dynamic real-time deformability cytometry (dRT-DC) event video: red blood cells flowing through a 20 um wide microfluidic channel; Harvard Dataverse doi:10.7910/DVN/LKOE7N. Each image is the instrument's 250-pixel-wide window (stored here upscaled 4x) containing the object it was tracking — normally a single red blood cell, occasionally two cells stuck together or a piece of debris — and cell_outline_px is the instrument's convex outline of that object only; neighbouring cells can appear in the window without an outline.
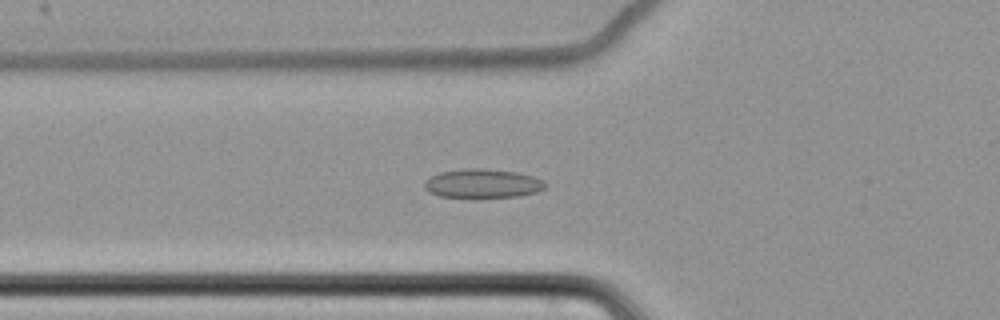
{"species": "common noctule bat (a hibernating species)", "species_latin": "Nyctalus noctula", "temperature_condition": "cold", "stored_images_in_passage": 62, "camera_frame_rate_fps": 3000, "um_per_image_px": 0.085, "animal": {"sex": "female", "body_mass_g": 22.7, "forearm_length_mm": 54.2}, "frame": {"image": 1, "passage_image": 24, "time_ms": 7.667, "image_size_px": [1000, 320], "cell_outline_px": [[548, 184], [544, 188], [536, 192], [520, 196], [440, 196], [428, 192], [424, 188], [424, 180], [440, 172], [464, 168], [484, 168], [516, 172], [532, 176], [544, 180]], "centroid_in_image_um": [41.02, 15.57], "position_along_channel_um": 84.8, "area_um2": 20.17}}
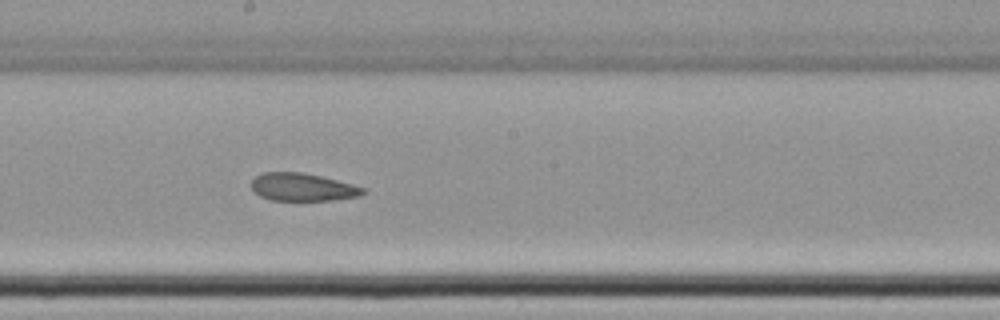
{"frame": {"image": 2, "passage_image": 36, "time_ms": 11.667, "image_size_px": [1000, 320], "cell_outline_px": [[368, 192], [360, 196], [332, 200], [272, 200], [260, 196], [252, 188], [252, 180], [260, 172], [300, 172], [320, 176], [352, 184], [364, 188]], "centroid_in_image_um": [25.73, 15.9], "position_along_channel_um": 222.5, "area_um2": 17.98}}
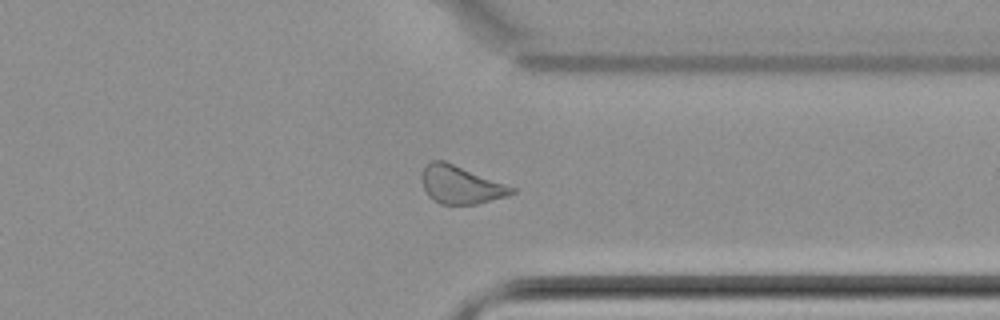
{"frame": {"image": 3, "passage_image": 49, "time_ms": 16.0, "image_size_px": [1000, 320], "cell_outline_px": [[516, 192], [508, 196], [476, 204], [440, 204], [428, 196], [424, 188], [420, 176], [424, 164], [432, 160], [444, 160], [516, 188]], "centroid_in_image_um": [39.13, 15.69], "position_along_channel_um": 372.3, "area_um2": 20.0}, "authors_computed_cell_mechanics": {"area_um2": 20.6346, "velocity_mm_per_s": 3.4609, "shape_relaxation_time_tau1_ms": null, "shape_relaxation_time_tau2_ms": 2.4684, "deformation_change_tau1": null, "deformation_change_tau2": 0.0691}}